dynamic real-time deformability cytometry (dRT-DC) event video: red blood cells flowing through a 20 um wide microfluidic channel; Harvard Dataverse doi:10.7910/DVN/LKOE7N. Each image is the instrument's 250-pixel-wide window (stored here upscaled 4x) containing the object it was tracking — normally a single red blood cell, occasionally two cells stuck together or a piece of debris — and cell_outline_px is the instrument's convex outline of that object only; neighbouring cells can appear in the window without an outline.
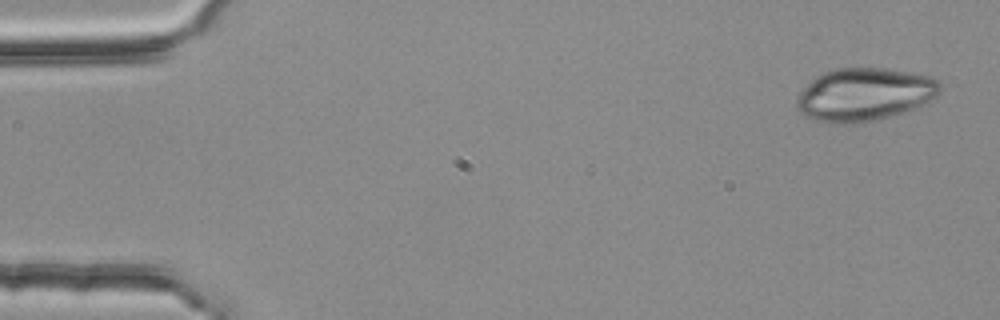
{"species": "common noctule bat (a hibernating species)", "species_latin": "Nyctalus noctula", "temperature_condition": "room temperature", "stored_images_in_passage": 5, "camera_frame_rate_fps": 3000, "um_per_image_px": 0.085, "animal": {"sex": "female", "body_mass_g": 25.1}, "frame": {"image": 1, "passage_image": 1, "time_ms": 0.0, "image_size_px": [1000, 320], "cell_outline_px": [[940, 88], [936, 96], [924, 104], [916, 108], [904, 112], [856, 124], [828, 124], [804, 116], [796, 108], [796, 96], [816, 76], [832, 68], [884, 68], [932, 76], [940, 80]], "centroid_in_image_um": [73.45, 8.04], "position_along_channel_um": 11.6, "area_um2": 44.51}}